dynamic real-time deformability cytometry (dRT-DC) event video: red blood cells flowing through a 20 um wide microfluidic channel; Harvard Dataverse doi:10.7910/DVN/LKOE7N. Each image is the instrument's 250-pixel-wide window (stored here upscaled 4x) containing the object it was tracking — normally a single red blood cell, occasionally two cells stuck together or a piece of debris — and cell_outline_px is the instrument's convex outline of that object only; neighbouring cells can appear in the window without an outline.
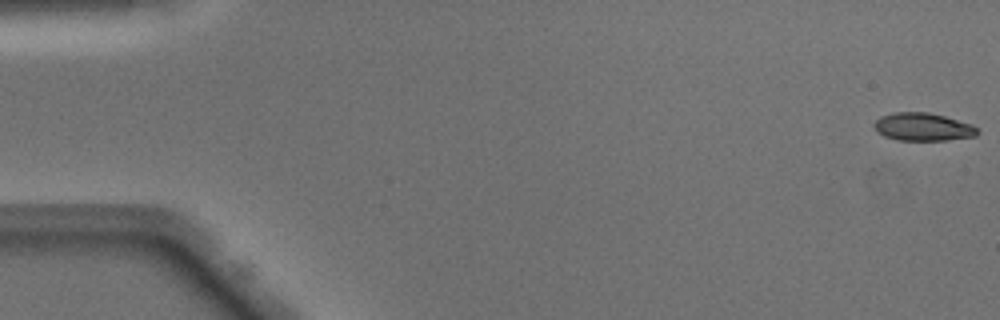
{"species": "Egyptian fruit bat (a non-hibernating species)", "species_latin": "Rousettus aegyptiacus", "temperature_condition": "warm", "stored_images_in_passage": 49, "camera_frame_rate_fps": 3000, "um_per_image_px": 0.085, "animal": {"sex": "male"}, "frame": {"image": 1, "passage_image": 1, "time_ms": 0.0, "image_size_px": [1000, 320], "cell_outline_px": [[980, 132], [976, 136], [948, 140], [896, 140], [884, 136], [876, 132], [872, 124], [880, 116], [892, 112], [928, 112], [944, 116], [972, 124]], "centroid_in_image_um": [78.41, 10.78], "position_along_channel_um": 6.6, "area_um2": 16.99}}
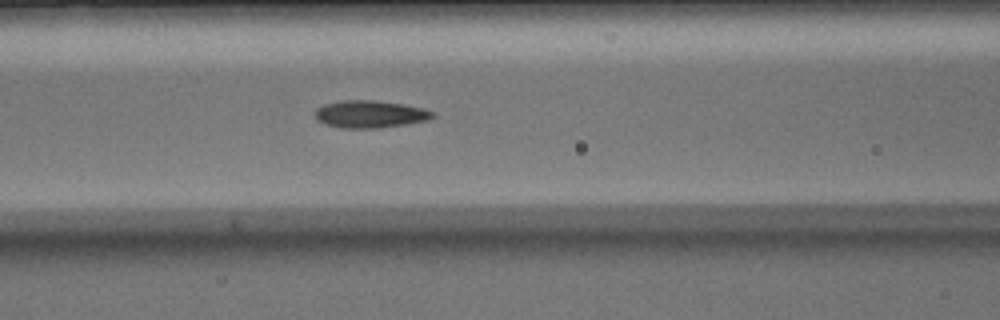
{"frame": {"image": 2, "passage_image": 21, "time_ms": 6.667, "image_size_px": [1000, 320], "cell_outline_px": [[436, 116], [428, 120], [404, 124], [376, 128], [340, 128], [324, 124], [316, 120], [316, 108], [324, 104], [340, 100], [372, 100], [404, 104], [424, 108], [436, 112]], "centroid_in_image_um": [31.46, 9.7], "position_along_channel_um": 135.1, "area_um2": 18.9}}
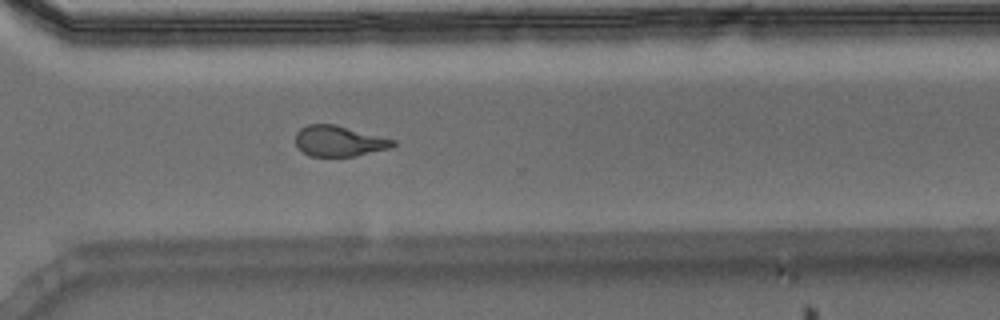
{"frame": {"image": 3, "passage_image": 36, "time_ms": 11.667, "image_size_px": [1000, 320], "cell_outline_px": [[396, 144], [388, 148], [356, 156], [308, 156], [296, 144], [296, 132], [300, 128], [308, 124], [336, 124], [396, 140]], "centroid_in_image_um": [28.81, 11.98], "position_along_channel_um": 341.8, "area_um2": 17.34}, "authors_computed_cell_mechanics": {"area_um2": 17.9758, "velocity_mm_per_s": 4.1434, "shape_relaxation_time_tau1_ms": 6.1569, "shape_relaxation_time_tau2_ms": 2.2415, "deformation_change_tau1": 0.2351, "deformation_change_tau2": 0.0893}}